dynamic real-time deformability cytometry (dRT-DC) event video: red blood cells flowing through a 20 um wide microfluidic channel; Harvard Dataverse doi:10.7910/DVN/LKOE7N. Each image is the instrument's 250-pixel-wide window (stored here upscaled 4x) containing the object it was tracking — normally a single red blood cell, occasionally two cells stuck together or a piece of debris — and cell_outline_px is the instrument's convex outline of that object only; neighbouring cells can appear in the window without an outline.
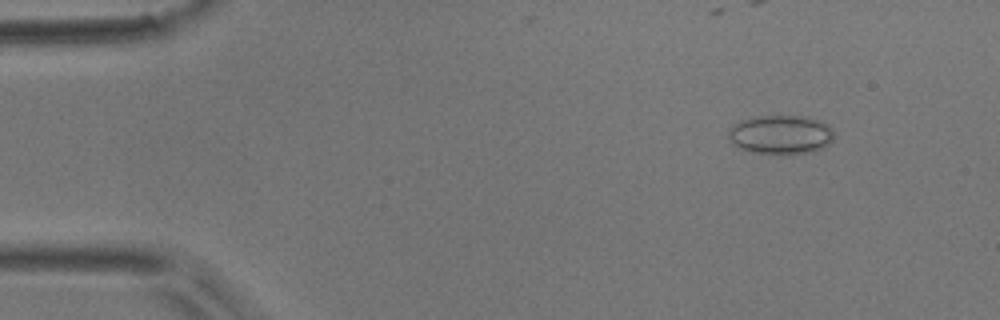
{"species": "common noctule bat (a hibernating species)", "species_latin": "Nyctalus noctula", "temperature_condition": "room temperature", "stored_images_in_passage": 36, "camera_frame_rate_fps": 3000, "um_per_image_px": 0.085, "animal": {"sex": "male", "body_mass_g": 17.9}, "frame": {"image": 1, "passage_image": 1, "time_ms": 0.0, "image_size_px": [1000, 320], "cell_outline_px": [[832, 140], [828, 144], [820, 148], [808, 152], [752, 152], [740, 148], [732, 144], [728, 136], [728, 132], [732, 124], [740, 120], [756, 116], [804, 116], [820, 120], [828, 124], [832, 128]], "centroid_in_image_um": [66.32, 11.4], "position_along_channel_um": 18.7, "area_um2": 23.58}}
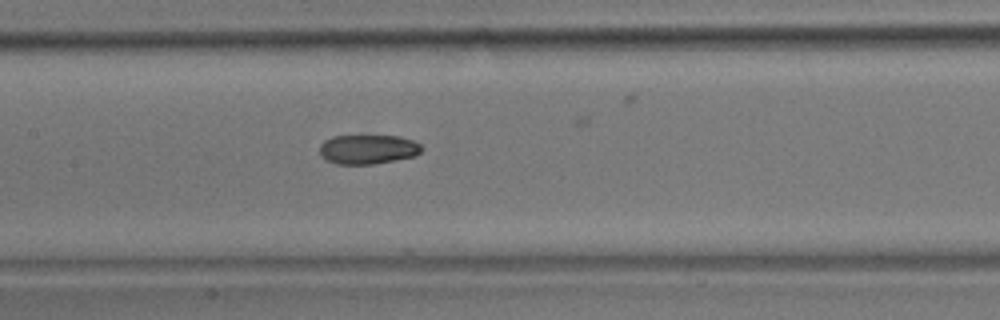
{"frame": {"image": 2, "passage_image": 20, "time_ms": 6.333, "image_size_px": [1000, 320], "cell_outline_px": [[424, 148], [416, 156], [372, 164], [336, 164], [324, 160], [320, 156], [320, 144], [324, 140], [332, 136], [400, 136], [412, 140], [420, 144]], "centroid_in_image_um": [31.25, 12.69], "position_along_channel_um": 176.2, "area_um2": 17.63}}
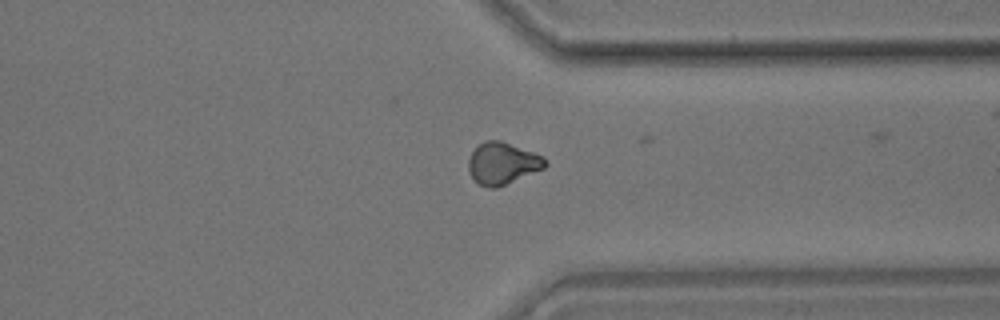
{"frame": {"image": 3, "passage_image": 35, "time_ms": 11.333, "image_size_px": [1000, 320], "cell_outline_px": [[548, 164], [544, 168], [496, 188], [488, 188], [480, 184], [472, 176], [468, 168], [468, 160], [476, 144], [484, 140], [500, 140], [544, 156], [548, 160]], "centroid_in_image_um": [42.71, 13.86], "position_along_channel_um": 368.7, "area_um2": 18.73}}